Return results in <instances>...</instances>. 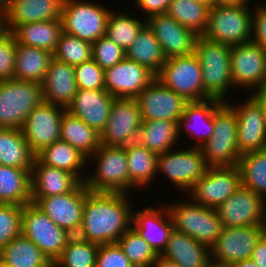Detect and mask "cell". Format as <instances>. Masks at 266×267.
Segmentation results:
<instances>
[{"mask_svg": "<svg viewBox=\"0 0 266 267\" xmlns=\"http://www.w3.org/2000/svg\"><path fill=\"white\" fill-rule=\"evenodd\" d=\"M129 194L93 192L86 187L82 221L76 235L98 245L117 243L132 226L133 205Z\"/></svg>", "mask_w": 266, "mask_h": 267, "instance_id": "1", "label": "cell"}, {"mask_svg": "<svg viewBox=\"0 0 266 267\" xmlns=\"http://www.w3.org/2000/svg\"><path fill=\"white\" fill-rule=\"evenodd\" d=\"M230 51V45L213 42L202 36H198L195 42L194 53L202 69L203 90L210 99L227 102V94L234 88Z\"/></svg>", "mask_w": 266, "mask_h": 267, "instance_id": "2", "label": "cell"}, {"mask_svg": "<svg viewBox=\"0 0 266 267\" xmlns=\"http://www.w3.org/2000/svg\"><path fill=\"white\" fill-rule=\"evenodd\" d=\"M213 124L211 138L200 147L207 166L238 165L241 156L237 145L238 123L236 112L227 102L214 111Z\"/></svg>", "mask_w": 266, "mask_h": 267, "instance_id": "3", "label": "cell"}, {"mask_svg": "<svg viewBox=\"0 0 266 267\" xmlns=\"http://www.w3.org/2000/svg\"><path fill=\"white\" fill-rule=\"evenodd\" d=\"M88 162L87 166L90 162L95 163L92 165L95 166L94 174H87L84 181L90 191L128 193L129 171L125 147L100 145Z\"/></svg>", "mask_w": 266, "mask_h": 267, "instance_id": "4", "label": "cell"}, {"mask_svg": "<svg viewBox=\"0 0 266 267\" xmlns=\"http://www.w3.org/2000/svg\"><path fill=\"white\" fill-rule=\"evenodd\" d=\"M173 203V204H172ZM165 204L173 229L211 248L218 239L222 224L216 209L189 201Z\"/></svg>", "mask_w": 266, "mask_h": 267, "instance_id": "5", "label": "cell"}, {"mask_svg": "<svg viewBox=\"0 0 266 267\" xmlns=\"http://www.w3.org/2000/svg\"><path fill=\"white\" fill-rule=\"evenodd\" d=\"M248 5H213L210 8L208 23L201 35L203 38L239 45L251 41L252 10Z\"/></svg>", "mask_w": 266, "mask_h": 267, "instance_id": "6", "label": "cell"}, {"mask_svg": "<svg viewBox=\"0 0 266 267\" xmlns=\"http://www.w3.org/2000/svg\"><path fill=\"white\" fill-rule=\"evenodd\" d=\"M101 3L81 0H64L62 5L63 32L93 44L106 36L109 15L112 10Z\"/></svg>", "mask_w": 266, "mask_h": 267, "instance_id": "7", "label": "cell"}, {"mask_svg": "<svg viewBox=\"0 0 266 267\" xmlns=\"http://www.w3.org/2000/svg\"><path fill=\"white\" fill-rule=\"evenodd\" d=\"M43 101L41 84L32 81H0V128L21 129L30 112Z\"/></svg>", "mask_w": 266, "mask_h": 267, "instance_id": "8", "label": "cell"}, {"mask_svg": "<svg viewBox=\"0 0 266 267\" xmlns=\"http://www.w3.org/2000/svg\"><path fill=\"white\" fill-rule=\"evenodd\" d=\"M155 78L187 102L210 99L203 90L202 69L195 53L166 59Z\"/></svg>", "mask_w": 266, "mask_h": 267, "instance_id": "9", "label": "cell"}, {"mask_svg": "<svg viewBox=\"0 0 266 267\" xmlns=\"http://www.w3.org/2000/svg\"><path fill=\"white\" fill-rule=\"evenodd\" d=\"M21 234L31 240L51 262L59 258L72 237L32 202L22 206Z\"/></svg>", "mask_w": 266, "mask_h": 267, "instance_id": "10", "label": "cell"}, {"mask_svg": "<svg viewBox=\"0 0 266 267\" xmlns=\"http://www.w3.org/2000/svg\"><path fill=\"white\" fill-rule=\"evenodd\" d=\"M188 149L174 148L158 155L157 174H161L177 187L178 191L188 192L193 185L206 173L207 164L200 148L189 145ZM192 146V147H191Z\"/></svg>", "mask_w": 266, "mask_h": 267, "instance_id": "11", "label": "cell"}, {"mask_svg": "<svg viewBox=\"0 0 266 267\" xmlns=\"http://www.w3.org/2000/svg\"><path fill=\"white\" fill-rule=\"evenodd\" d=\"M230 66L234 88L258 91L266 77V49L252 41L232 45Z\"/></svg>", "mask_w": 266, "mask_h": 267, "instance_id": "12", "label": "cell"}, {"mask_svg": "<svg viewBox=\"0 0 266 267\" xmlns=\"http://www.w3.org/2000/svg\"><path fill=\"white\" fill-rule=\"evenodd\" d=\"M240 186L238 165L208 167L206 173L188 191V195L193 202L215 209Z\"/></svg>", "mask_w": 266, "mask_h": 267, "instance_id": "13", "label": "cell"}, {"mask_svg": "<svg viewBox=\"0 0 266 267\" xmlns=\"http://www.w3.org/2000/svg\"><path fill=\"white\" fill-rule=\"evenodd\" d=\"M265 232L266 225L223 227L218 239L210 248L211 261L232 265L251 258L257 241Z\"/></svg>", "mask_w": 266, "mask_h": 267, "instance_id": "14", "label": "cell"}, {"mask_svg": "<svg viewBox=\"0 0 266 267\" xmlns=\"http://www.w3.org/2000/svg\"><path fill=\"white\" fill-rule=\"evenodd\" d=\"M141 123V113L135 98H115L106 127L100 134V144L124 147L134 143Z\"/></svg>", "mask_w": 266, "mask_h": 267, "instance_id": "15", "label": "cell"}, {"mask_svg": "<svg viewBox=\"0 0 266 267\" xmlns=\"http://www.w3.org/2000/svg\"><path fill=\"white\" fill-rule=\"evenodd\" d=\"M215 209L222 227L266 225V201L242 185Z\"/></svg>", "mask_w": 266, "mask_h": 267, "instance_id": "16", "label": "cell"}, {"mask_svg": "<svg viewBox=\"0 0 266 267\" xmlns=\"http://www.w3.org/2000/svg\"><path fill=\"white\" fill-rule=\"evenodd\" d=\"M65 111L61 106L42 101L30 112L21 130L35 155L60 140L61 120Z\"/></svg>", "mask_w": 266, "mask_h": 267, "instance_id": "17", "label": "cell"}, {"mask_svg": "<svg viewBox=\"0 0 266 267\" xmlns=\"http://www.w3.org/2000/svg\"><path fill=\"white\" fill-rule=\"evenodd\" d=\"M142 121L169 120L179 122L188 103L182 96L165 87L157 78L135 98Z\"/></svg>", "mask_w": 266, "mask_h": 267, "instance_id": "18", "label": "cell"}, {"mask_svg": "<svg viewBox=\"0 0 266 267\" xmlns=\"http://www.w3.org/2000/svg\"><path fill=\"white\" fill-rule=\"evenodd\" d=\"M86 186L81 182L73 191L38 199L34 204L57 226L76 236L82 221Z\"/></svg>", "mask_w": 266, "mask_h": 267, "instance_id": "19", "label": "cell"}, {"mask_svg": "<svg viewBox=\"0 0 266 267\" xmlns=\"http://www.w3.org/2000/svg\"><path fill=\"white\" fill-rule=\"evenodd\" d=\"M243 100L239 104L227 101L236 112L237 145L241 155L266 149V122L262 108L251 95Z\"/></svg>", "mask_w": 266, "mask_h": 267, "instance_id": "20", "label": "cell"}, {"mask_svg": "<svg viewBox=\"0 0 266 267\" xmlns=\"http://www.w3.org/2000/svg\"><path fill=\"white\" fill-rule=\"evenodd\" d=\"M155 76L144 65L125 57L104 70L105 90L115 98H136Z\"/></svg>", "mask_w": 266, "mask_h": 267, "instance_id": "21", "label": "cell"}, {"mask_svg": "<svg viewBox=\"0 0 266 267\" xmlns=\"http://www.w3.org/2000/svg\"><path fill=\"white\" fill-rule=\"evenodd\" d=\"M146 25L159 41L166 59L194 53L198 35L167 13L148 17Z\"/></svg>", "mask_w": 266, "mask_h": 267, "instance_id": "22", "label": "cell"}, {"mask_svg": "<svg viewBox=\"0 0 266 267\" xmlns=\"http://www.w3.org/2000/svg\"><path fill=\"white\" fill-rule=\"evenodd\" d=\"M114 99L105 89H78L66 111L101 134L106 127Z\"/></svg>", "mask_w": 266, "mask_h": 267, "instance_id": "23", "label": "cell"}, {"mask_svg": "<svg viewBox=\"0 0 266 267\" xmlns=\"http://www.w3.org/2000/svg\"><path fill=\"white\" fill-rule=\"evenodd\" d=\"M161 206L145 207L132 212V227L144 238L159 256L166 248L173 231L172 221L165 203ZM163 205V206H162Z\"/></svg>", "mask_w": 266, "mask_h": 267, "instance_id": "24", "label": "cell"}, {"mask_svg": "<svg viewBox=\"0 0 266 267\" xmlns=\"http://www.w3.org/2000/svg\"><path fill=\"white\" fill-rule=\"evenodd\" d=\"M77 90L74 66L53 57L41 83L43 101L66 109Z\"/></svg>", "mask_w": 266, "mask_h": 267, "instance_id": "25", "label": "cell"}, {"mask_svg": "<svg viewBox=\"0 0 266 267\" xmlns=\"http://www.w3.org/2000/svg\"><path fill=\"white\" fill-rule=\"evenodd\" d=\"M81 181L72 173L41 164L36 158L31 170V202L73 191Z\"/></svg>", "mask_w": 266, "mask_h": 267, "instance_id": "26", "label": "cell"}, {"mask_svg": "<svg viewBox=\"0 0 266 267\" xmlns=\"http://www.w3.org/2000/svg\"><path fill=\"white\" fill-rule=\"evenodd\" d=\"M222 103V101L217 99L188 102L178 122L179 139H182L180 135L183 134L182 130L185 129V132H188L192 137L191 139L194 138V147L200 148L212 136L214 130L213 114Z\"/></svg>", "mask_w": 266, "mask_h": 267, "instance_id": "27", "label": "cell"}, {"mask_svg": "<svg viewBox=\"0 0 266 267\" xmlns=\"http://www.w3.org/2000/svg\"><path fill=\"white\" fill-rule=\"evenodd\" d=\"M160 256L178 263L181 267H207L211 262L209 247L174 229Z\"/></svg>", "mask_w": 266, "mask_h": 267, "instance_id": "28", "label": "cell"}, {"mask_svg": "<svg viewBox=\"0 0 266 267\" xmlns=\"http://www.w3.org/2000/svg\"><path fill=\"white\" fill-rule=\"evenodd\" d=\"M64 0H10L7 12L9 32L17 25L61 20Z\"/></svg>", "mask_w": 266, "mask_h": 267, "instance_id": "29", "label": "cell"}, {"mask_svg": "<svg viewBox=\"0 0 266 267\" xmlns=\"http://www.w3.org/2000/svg\"><path fill=\"white\" fill-rule=\"evenodd\" d=\"M35 158L43 165L66 170L74 174L81 182L86 173H81L88 165V158L68 142L58 140L43 148Z\"/></svg>", "mask_w": 266, "mask_h": 267, "instance_id": "30", "label": "cell"}, {"mask_svg": "<svg viewBox=\"0 0 266 267\" xmlns=\"http://www.w3.org/2000/svg\"><path fill=\"white\" fill-rule=\"evenodd\" d=\"M62 32L61 20L24 23L10 31L18 44L41 48L51 53L55 52Z\"/></svg>", "mask_w": 266, "mask_h": 267, "instance_id": "31", "label": "cell"}, {"mask_svg": "<svg viewBox=\"0 0 266 267\" xmlns=\"http://www.w3.org/2000/svg\"><path fill=\"white\" fill-rule=\"evenodd\" d=\"M178 123L169 120L142 121L135 143L160 155L169 151L178 143ZM176 144V145H175Z\"/></svg>", "mask_w": 266, "mask_h": 267, "instance_id": "32", "label": "cell"}, {"mask_svg": "<svg viewBox=\"0 0 266 267\" xmlns=\"http://www.w3.org/2000/svg\"><path fill=\"white\" fill-rule=\"evenodd\" d=\"M53 58V53L17 43L14 79L41 84Z\"/></svg>", "mask_w": 266, "mask_h": 267, "instance_id": "33", "label": "cell"}, {"mask_svg": "<svg viewBox=\"0 0 266 267\" xmlns=\"http://www.w3.org/2000/svg\"><path fill=\"white\" fill-rule=\"evenodd\" d=\"M35 156L21 129L0 128V165L32 169Z\"/></svg>", "mask_w": 266, "mask_h": 267, "instance_id": "34", "label": "cell"}, {"mask_svg": "<svg viewBox=\"0 0 266 267\" xmlns=\"http://www.w3.org/2000/svg\"><path fill=\"white\" fill-rule=\"evenodd\" d=\"M124 147L128 161L129 191L147 188L157 175L158 155L135 142Z\"/></svg>", "mask_w": 266, "mask_h": 267, "instance_id": "35", "label": "cell"}, {"mask_svg": "<svg viewBox=\"0 0 266 267\" xmlns=\"http://www.w3.org/2000/svg\"><path fill=\"white\" fill-rule=\"evenodd\" d=\"M31 170L0 165V203L24 206L31 202Z\"/></svg>", "mask_w": 266, "mask_h": 267, "instance_id": "36", "label": "cell"}, {"mask_svg": "<svg viewBox=\"0 0 266 267\" xmlns=\"http://www.w3.org/2000/svg\"><path fill=\"white\" fill-rule=\"evenodd\" d=\"M60 140L68 142L87 158L101 145L100 134L68 111L62 115Z\"/></svg>", "mask_w": 266, "mask_h": 267, "instance_id": "37", "label": "cell"}, {"mask_svg": "<svg viewBox=\"0 0 266 267\" xmlns=\"http://www.w3.org/2000/svg\"><path fill=\"white\" fill-rule=\"evenodd\" d=\"M0 261L11 267H46L51 261L27 237L20 234L0 250Z\"/></svg>", "mask_w": 266, "mask_h": 267, "instance_id": "38", "label": "cell"}, {"mask_svg": "<svg viewBox=\"0 0 266 267\" xmlns=\"http://www.w3.org/2000/svg\"><path fill=\"white\" fill-rule=\"evenodd\" d=\"M125 52L126 58L144 65L155 75L166 61L159 41L147 25Z\"/></svg>", "mask_w": 266, "mask_h": 267, "instance_id": "39", "label": "cell"}, {"mask_svg": "<svg viewBox=\"0 0 266 267\" xmlns=\"http://www.w3.org/2000/svg\"><path fill=\"white\" fill-rule=\"evenodd\" d=\"M210 6L194 0H171L167 14L201 36L208 23Z\"/></svg>", "mask_w": 266, "mask_h": 267, "instance_id": "40", "label": "cell"}, {"mask_svg": "<svg viewBox=\"0 0 266 267\" xmlns=\"http://www.w3.org/2000/svg\"><path fill=\"white\" fill-rule=\"evenodd\" d=\"M238 167L241 185L266 201V149L242 154Z\"/></svg>", "mask_w": 266, "mask_h": 267, "instance_id": "41", "label": "cell"}, {"mask_svg": "<svg viewBox=\"0 0 266 267\" xmlns=\"http://www.w3.org/2000/svg\"><path fill=\"white\" fill-rule=\"evenodd\" d=\"M111 11L106 28V36L118 46L127 50L140 31L146 26V19L131 17L129 12ZM130 14V15H129Z\"/></svg>", "mask_w": 266, "mask_h": 267, "instance_id": "42", "label": "cell"}, {"mask_svg": "<svg viewBox=\"0 0 266 267\" xmlns=\"http://www.w3.org/2000/svg\"><path fill=\"white\" fill-rule=\"evenodd\" d=\"M99 245L72 236L55 261L59 267H95Z\"/></svg>", "mask_w": 266, "mask_h": 267, "instance_id": "43", "label": "cell"}, {"mask_svg": "<svg viewBox=\"0 0 266 267\" xmlns=\"http://www.w3.org/2000/svg\"><path fill=\"white\" fill-rule=\"evenodd\" d=\"M135 267L154 265L158 255L148 242L131 226L117 241Z\"/></svg>", "mask_w": 266, "mask_h": 267, "instance_id": "44", "label": "cell"}, {"mask_svg": "<svg viewBox=\"0 0 266 267\" xmlns=\"http://www.w3.org/2000/svg\"><path fill=\"white\" fill-rule=\"evenodd\" d=\"M53 57L71 66H77L92 59V44L62 32Z\"/></svg>", "mask_w": 266, "mask_h": 267, "instance_id": "45", "label": "cell"}, {"mask_svg": "<svg viewBox=\"0 0 266 267\" xmlns=\"http://www.w3.org/2000/svg\"><path fill=\"white\" fill-rule=\"evenodd\" d=\"M22 206L0 203V250L21 234Z\"/></svg>", "mask_w": 266, "mask_h": 267, "instance_id": "46", "label": "cell"}, {"mask_svg": "<svg viewBox=\"0 0 266 267\" xmlns=\"http://www.w3.org/2000/svg\"><path fill=\"white\" fill-rule=\"evenodd\" d=\"M125 57V50L107 36L100 37L92 44V59L103 70L113 67Z\"/></svg>", "mask_w": 266, "mask_h": 267, "instance_id": "47", "label": "cell"}, {"mask_svg": "<svg viewBox=\"0 0 266 267\" xmlns=\"http://www.w3.org/2000/svg\"><path fill=\"white\" fill-rule=\"evenodd\" d=\"M74 73L78 89H105L104 70L93 59L74 66Z\"/></svg>", "mask_w": 266, "mask_h": 267, "instance_id": "48", "label": "cell"}, {"mask_svg": "<svg viewBox=\"0 0 266 267\" xmlns=\"http://www.w3.org/2000/svg\"><path fill=\"white\" fill-rule=\"evenodd\" d=\"M17 42L9 32L0 39V81L14 79Z\"/></svg>", "mask_w": 266, "mask_h": 267, "instance_id": "49", "label": "cell"}, {"mask_svg": "<svg viewBox=\"0 0 266 267\" xmlns=\"http://www.w3.org/2000/svg\"><path fill=\"white\" fill-rule=\"evenodd\" d=\"M95 267H135L118 243L99 245Z\"/></svg>", "mask_w": 266, "mask_h": 267, "instance_id": "50", "label": "cell"}, {"mask_svg": "<svg viewBox=\"0 0 266 267\" xmlns=\"http://www.w3.org/2000/svg\"><path fill=\"white\" fill-rule=\"evenodd\" d=\"M252 10L251 41L266 49V11L256 4Z\"/></svg>", "mask_w": 266, "mask_h": 267, "instance_id": "51", "label": "cell"}, {"mask_svg": "<svg viewBox=\"0 0 266 267\" xmlns=\"http://www.w3.org/2000/svg\"><path fill=\"white\" fill-rule=\"evenodd\" d=\"M139 11L146 15L144 19L157 14H165L169 8L171 0H134ZM141 9V10H140Z\"/></svg>", "mask_w": 266, "mask_h": 267, "instance_id": "52", "label": "cell"}, {"mask_svg": "<svg viewBox=\"0 0 266 267\" xmlns=\"http://www.w3.org/2000/svg\"><path fill=\"white\" fill-rule=\"evenodd\" d=\"M251 259L258 267H266V232L257 241Z\"/></svg>", "mask_w": 266, "mask_h": 267, "instance_id": "53", "label": "cell"}, {"mask_svg": "<svg viewBox=\"0 0 266 267\" xmlns=\"http://www.w3.org/2000/svg\"><path fill=\"white\" fill-rule=\"evenodd\" d=\"M251 96L260 104L266 122V89L255 91L251 93Z\"/></svg>", "mask_w": 266, "mask_h": 267, "instance_id": "54", "label": "cell"}, {"mask_svg": "<svg viewBox=\"0 0 266 267\" xmlns=\"http://www.w3.org/2000/svg\"><path fill=\"white\" fill-rule=\"evenodd\" d=\"M250 0H211V7L213 5H248L250 6L251 3H249Z\"/></svg>", "mask_w": 266, "mask_h": 267, "instance_id": "55", "label": "cell"}, {"mask_svg": "<svg viewBox=\"0 0 266 267\" xmlns=\"http://www.w3.org/2000/svg\"><path fill=\"white\" fill-rule=\"evenodd\" d=\"M8 33L7 13L0 10V39Z\"/></svg>", "mask_w": 266, "mask_h": 267, "instance_id": "56", "label": "cell"}, {"mask_svg": "<svg viewBox=\"0 0 266 267\" xmlns=\"http://www.w3.org/2000/svg\"><path fill=\"white\" fill-rule=\"evenodd\" d=\"M154 265L156 267H181L178 263L168 260L160 255L157 257Z\"/></svg>", "mask_w": 266, "mask_h": 267, "instance_id": "57", "label": "cell"}, {"mask_svg": "<svg viewBox=\"0 0 266 267\" xmlns=\"http://www.w3.org/2000/svg\"><path fill=\"white\" fill-rule=\"evenodd\" d=\"M232 267H258L251 258L244 259L232 264Z\"/></svg>", "mask_w": 266, "mask_h": 267, "instance_id": "58", "label": "cell"}, {"mask_svg": "<svg viewBox=\"0 0 266 267\" xmlns=\"http://www.w3.org/2000/svg\"><path fill=\"white\" fill-rule=\"evenodd\" d=\"M10 7V0H0V10L3 12H8Z\"/></svg>", "mask_w": 266, "mask_h": 267, "instance_id": "59", "label": "cell"}, {"mask_svg": "<svg viewBox=\"0 0 266 267\" xmlns=\"http://www.w3.org/2000/svg\"><path fill=\"white\" fill-rule=\"evenodd\" d=\"M207 267H232V265L218 264L211 261Z\"/></svg>", "mask_w": 266, "mask_h": 267, "instance_id": "60", "label": "cell"}, {"mask_svg": "<svg viewBox=\"0 0 266 267\" xmlns=\"http://www.w3.org/2000/svg\"><path fill=\"white\" fill-rule=\"evenodd\" d=\"M194 1L202 2V3L207 4L208 6L211 7V0H194Z\"/></svg>", "mask_w": 266, "mask_h": 267, "instance_id": "61", "label": "cell"}, {"mask_svg": "<svg viewBox=\"0 0 266 267\" xmlns=\"http://www.w3.org/2000/svg\"><path fill=\"white\" fill-rule=\"evenodd\" d=\"M256 5L259 6L260 8H262L263 10L266 11V2L263 3V4H261V3H257Z\"/></svg>", "mask_w": 266, "mask_h": 267, "instance_id": "62", "label": "cell"}, {"mask_svg": "<svg viewBox=\"0 0 266 267\" xmlns=\"http://www.w3.org/2000/svg\"><path fill=\"white\" fill-rule=\"evenodd\" d=\"M46 267H59L55 262H50Z\"/></svg>", "mask_w": 266, "mask_h": 267, "instance_id": "63", "label": "cell"}, {"mask_svg": "<svg viewBox=\"0 0 266 267\" xmlns=\"http://www.w3.org/2000/svg\"><path fill=\"white\" fill-rule=\"evenodd\" d=\"M0 267H11V266H8V265L4 264L2 261H0Z\"/></svg>", "mask_w": 266, "mask_h": 267, "instance_id": "64", "label": "cell"}, {"mask_svg": "<svg viewBox=\"0 0 266 267\" xmlns=\"http://www.w3.org/2000/svg\"><path fill=\"white\" fill-rule=\"evenodd\" d=\"M261 89H266V77H265V80H264V83L262 85V88Z\"/></svg>", "mask_w": 266, "mask_h": 267, "instance_id": "65", "label": "cell"}]
</instances>
